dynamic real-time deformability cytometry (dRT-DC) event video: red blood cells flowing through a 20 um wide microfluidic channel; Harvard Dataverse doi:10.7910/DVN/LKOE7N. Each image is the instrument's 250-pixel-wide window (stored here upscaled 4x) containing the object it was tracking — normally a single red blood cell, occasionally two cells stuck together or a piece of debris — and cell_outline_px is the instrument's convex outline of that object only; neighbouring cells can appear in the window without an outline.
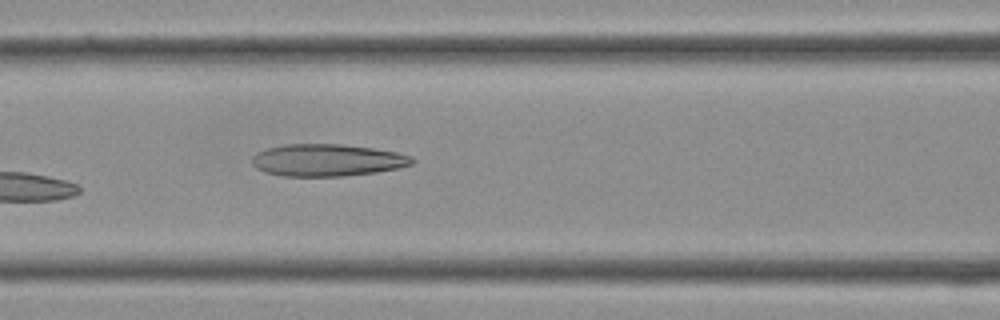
{"species": "Egyptian fruit bat (a non-hibernating species)", "species_latin": "Rousettus aegyptiacus", "temperature_condition": "cold", "stored_images_in_passage": 6, "camera_frame_rate_fps": 3000, "um_per_image_px": 0.085, "frame": {"image": 1, "passage_image": 5, "time_ms": 1.333, "image_size_px": [1000, 320], "cell_outline_px": [[416, 160], [412, 164], [396, 168], [376, 172], [344, 176], [280, 176], [264, 172], [256, 168], [252, 164], [252, 156], [256, 152], [268, 148], [284, 144], [340, 144], [372, 148], [396, 152], [412, 156]], "centroid_in_image_um": [27.78, 13.61], "position_along_channel_um": 138.8, "area_um2": 30.06}}